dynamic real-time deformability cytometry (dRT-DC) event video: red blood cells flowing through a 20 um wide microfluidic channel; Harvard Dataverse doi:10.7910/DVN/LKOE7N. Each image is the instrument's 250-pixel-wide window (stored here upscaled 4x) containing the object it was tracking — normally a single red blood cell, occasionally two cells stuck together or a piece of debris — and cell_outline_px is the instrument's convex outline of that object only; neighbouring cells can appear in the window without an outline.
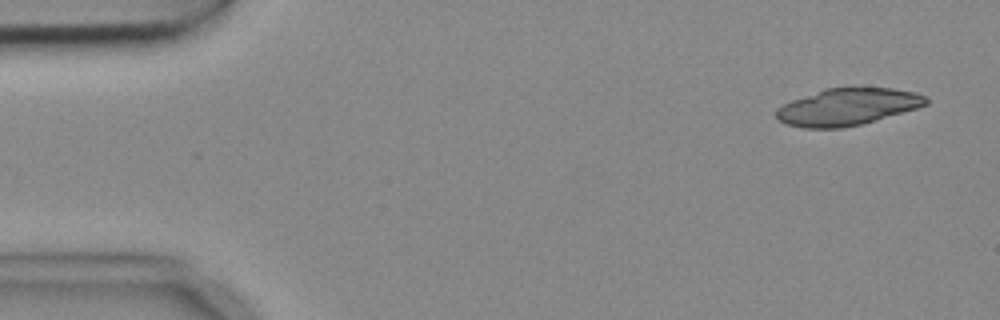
{"species": "common noctule bat (a hibernating species)", "species_latin": "Nyctalus noctula", "temperature_condition": "cold", "stored_images_in_passage": 7, "camera_frame_rate_fps": 3000, "um_per_image_px": 0.085, "animal": {"sex": "female", "body_mass_g": 18.4}, "frame": {"image": 1, "passage_image": 1, "time_ms": 0.0, "image_size_px": [1000, 320], "cell_outline_px": [[928, 104], [916, 108], [876, 120], [860, 124], [840, 128], [804, 128], [788, 124], [780, 120], [776, 116], [776, 108], [792, 100], [824, 88], [852, 84], [892, 88], [912, 92], [924, 96], [928, 100]], "centroid_in_image_um": [72.03, 9.03], "position_along_channel_um": 13.0, "area_um2": 32.77}}
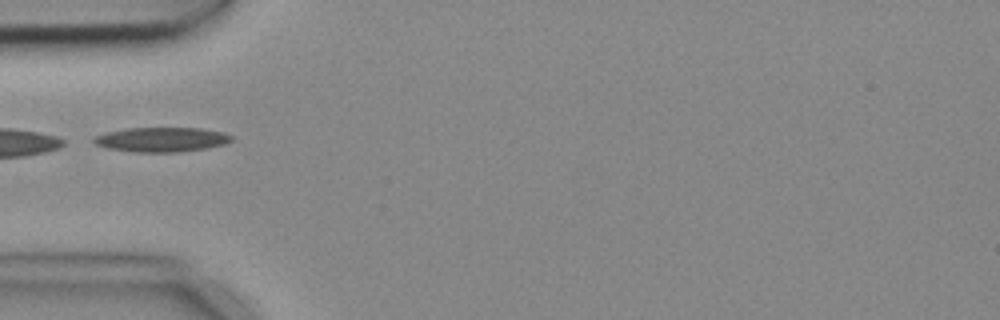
{"frame": {"image": 2, "passage_image": 5, "time_ms": 1.333, "image_size_px": [1000, 320], "cell_outline_px": [[232, 140], [224, 144], [208, 148], [180, 152], [136, 152], [108, 148], [92, 144], [92, 140], [96, 136], [108, 132], [128, 128], [200, 128], [224, 132], [232, 136]], "centroid_in_image_um": [13.74, 11.86], "position_along_channel_um": 71.3, "area_um2": 19.71}}
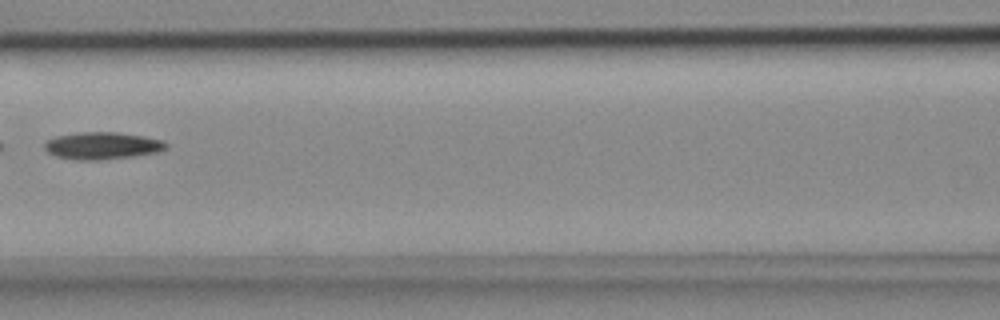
{"frame": {"image": 3, "passage_image": 7, "time_ms": 2.0, "image_size_px": [1000, 320], "cell_outline_px": [[168, 148], [156, 152], [132, 156], [96, 160], [76, 160], [56, 156], [48, 152], [44, 148], [44, 144], [48, 140], [56, 136], [80, 132], [116, 132], [144, 136], [164, 140], [168, 144]], "centroid_in_image_um": [8.7, 12.38], "position_along_channel_um": 157.9, "area_um2": 19.19}}